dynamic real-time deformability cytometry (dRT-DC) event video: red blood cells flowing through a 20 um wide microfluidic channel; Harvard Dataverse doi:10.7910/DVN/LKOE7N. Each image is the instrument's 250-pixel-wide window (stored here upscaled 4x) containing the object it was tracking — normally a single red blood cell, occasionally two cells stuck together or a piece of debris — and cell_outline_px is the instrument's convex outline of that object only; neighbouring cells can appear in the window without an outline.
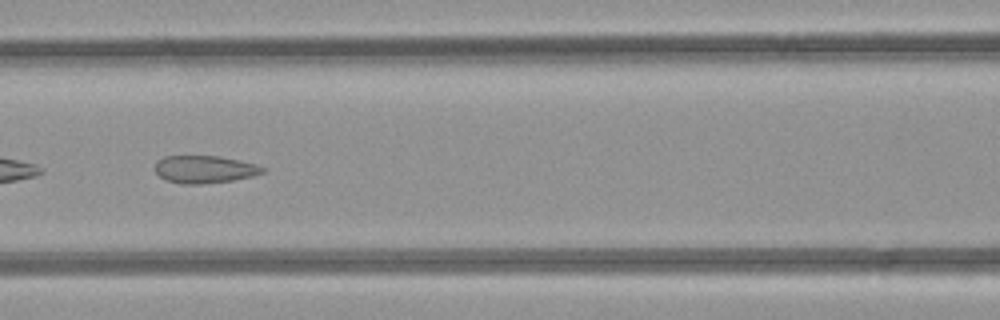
{"species": "common noctule bat (a hibernating species)", "species_latin": "Nyctalus noctula", "temperature_condition": "room temperature", "stored_images_in_passage": 47, "camera_frame_rate_fps": 3000, "um_per_image_px": 0.085, "animal": {"sex": "female", "body_mass_g": 21.9}, "frame": {"image": 1, "passage_image": 21, "time_ms": 6.667, "image_size_px": [1000, 320], "cell_outline_px": [[268, 168], [264, 172], [252, 176], [232, 180], [200, 184], [180, 184], [168, 180], [160, 176], [156, 172], [156, 160], [164, 156], [220, 156], [256, 164]], "centroid_in_image_um": [17.4, 14.38], "position_along_channel_um": 149.2, "area_um2": 17.22}}
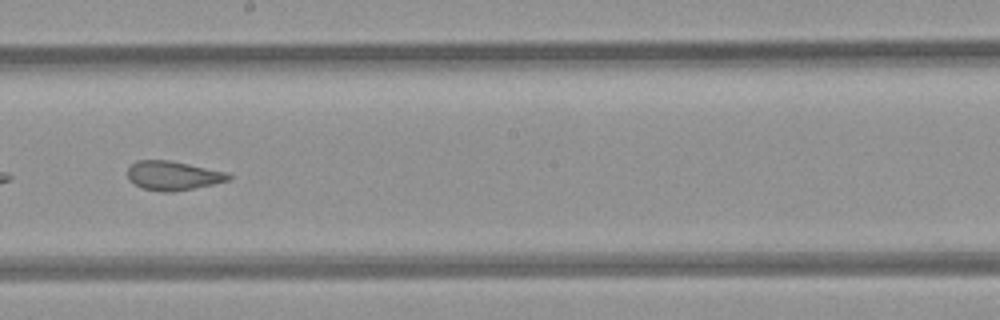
{"frame": {"image": 2, "passage_image": 27, "time_ms": 8.667, "image_size_px": [1000, 320], "cell_outline_px": [[232, 176], [228, 180], [212, 184], [172, 192], [160, 192], [144, 188], [128, 180], [128, 168], [136, 160], [168, 160], [228, 172]], "centroid_in_image_um": [14.69, 14.92], "position_along_channel_um": 233.5, "area_um2": 16.94}}
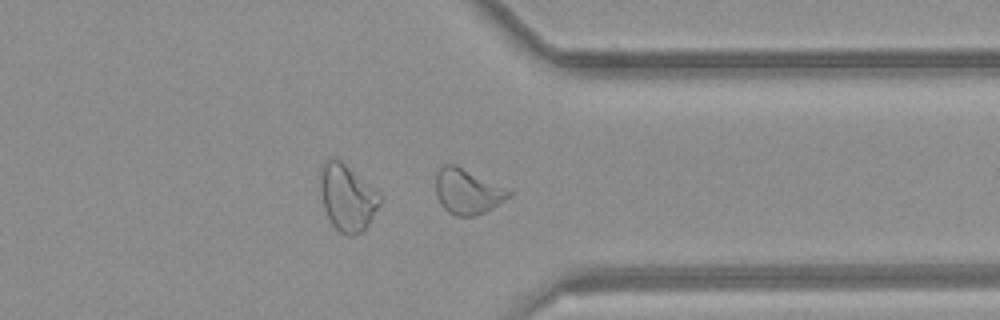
{"frame": {"image": 3, "passage_image": 37, "time_ms": 12.0, "image_size_px": [1000, 320], "cell_outline_px": [[512, 196], [492, 208], [484, 212], [472, 216], [456, 216], [448, 212], [440, 204], [436, 196], [436, 172], [444, 164], [456, 164], [512, 188]], "centroid_in_image_um": [39.79, 16.24], "position_along_channel_um": 371.6, "area_um2": 19.88}, "authors_computed_cell_mechanics": {"area_um2": 19.8832, "velocity_mm_per_s": 4.2342, "shape_relaxation_time_tau1_ms": null, "shape_relaxation_time_tau2_ms": 1.0899, "deformation_change_tau1": null, "deformation_change_tau2": 0.0805}}